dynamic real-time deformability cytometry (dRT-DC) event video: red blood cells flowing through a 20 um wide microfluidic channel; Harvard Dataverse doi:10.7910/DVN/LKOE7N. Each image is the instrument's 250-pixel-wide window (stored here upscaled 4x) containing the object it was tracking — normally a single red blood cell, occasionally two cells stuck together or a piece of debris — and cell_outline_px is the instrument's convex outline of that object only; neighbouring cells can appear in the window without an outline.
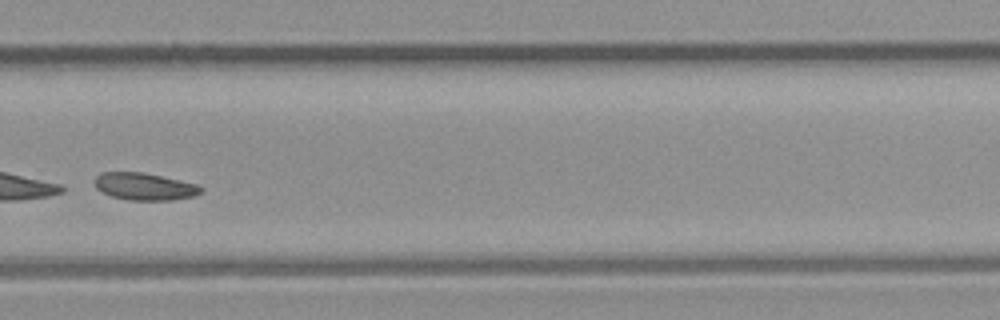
{"species": "common noctule bat (a hibernating species)", "species_latin": "Nyctalus noctula", "temperature_condition": "room temperature", "stored_images_in_passage": 25, "camera_frame_rate_fps": 3000, "um_per_image_px": 0.085, "animal": {"sex": "male", "body_mass_g": 23.1, "forearm_length_mm": 52.7}, "frame": {"image": 1, "passage_image": 18, "time_ms": 5.667, "image_size_px": [1000, 320], "cell_outline_px": [[204, 188], [200, 192], [192, 196], [172, 200], [128, 200], [112, 196], [96, 188], [92, 180], [96, 176], [104, 172], [140, 172], [160, 176], [196, 184]], "centroid_in_image_um": [12.24, 15.85], "position_along_channel_um": 317.6, "area_um2": 16.65}}